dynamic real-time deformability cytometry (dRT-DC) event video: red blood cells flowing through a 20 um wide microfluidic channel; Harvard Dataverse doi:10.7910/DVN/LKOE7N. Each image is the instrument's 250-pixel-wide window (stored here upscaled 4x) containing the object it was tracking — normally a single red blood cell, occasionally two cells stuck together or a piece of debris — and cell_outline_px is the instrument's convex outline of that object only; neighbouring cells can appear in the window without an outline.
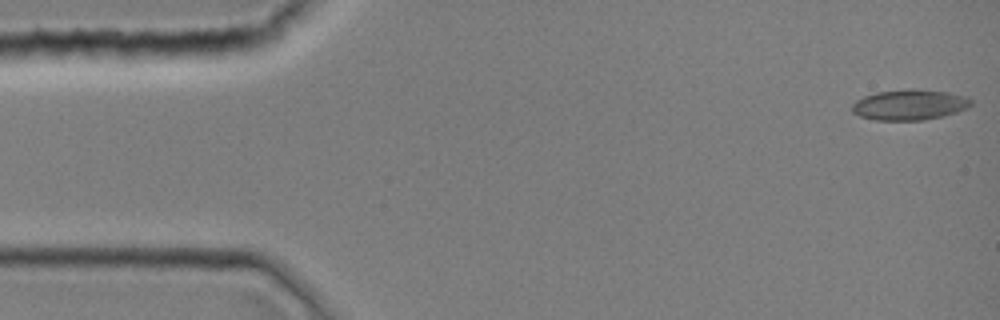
{"species": "common noctule bat (a hibernating species)", "species_latin": "Nyctalus noctula", "temperature_condition": "room temperature", "stored_images_in_passage": 43, "camera_frame_rate_fps": 3000, "um_per_image_px": 0.085, "animal": {"sex": "female", "body_mass_g": 19.0, "forearm_length_mm": 51.5}, "frame": {"image": 1, "passage_image": 1, "time_ms": 0.0, "image_size_px": [1000, 320], "cell_outline_px": [[972, 104], [968, 108], [944, 116], [924, 120], [872, 120], [860, 116], [852, 112], [852, 104], [856, 100], [864, 96], [876, 92], [908, 88], [912, 88], [948, 92], [968, 96], [972, 100]], "centroid_in_image_um": [77.33, 8.9], "position_along_channel_um": 7.7, "area_um2": 21.5}}
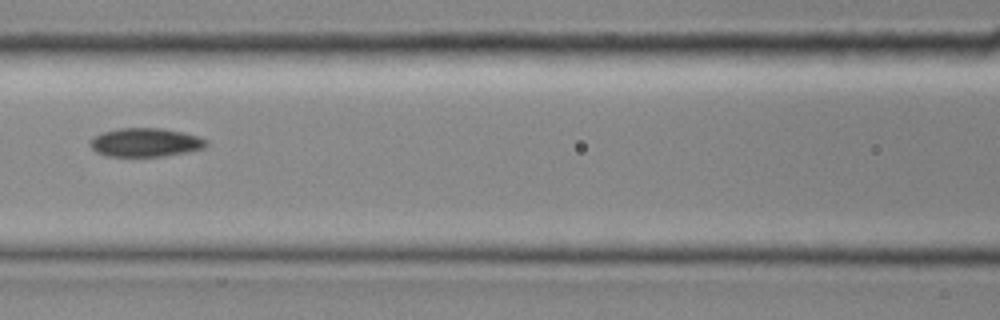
{"frame": {"image": 2, "passage_image": 19, "time_ms": 6.0, "image_size_px": [1000, 320], "cell_outline_px": [[208, 144], [204, 148], [192, 152], [164, 156], [104, 156], [96, 152], [88, 144], [88, 140], [92, 136], [104, 132], [120, 128], [160, 128], [184, 132], [200, 136], [208, 140]], "centroid_in_image_um": [12.38, 12.11], "position_along_channel_um": 154.2, "area_um2": 19.83}}
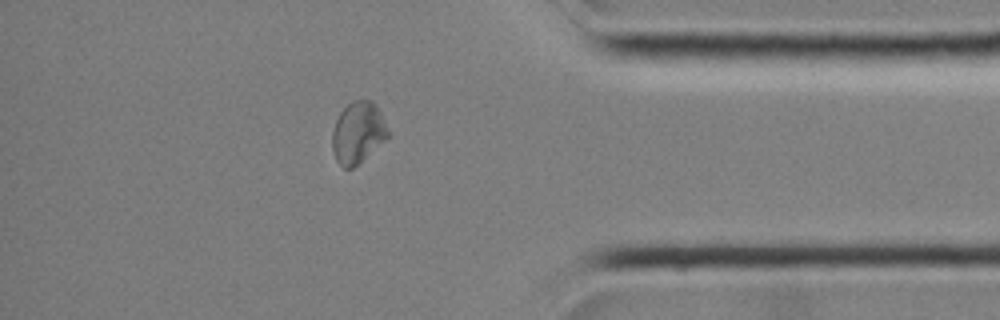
{"frame": {"image": 3, "passage_image": 37, "time_ms": 12.0, "image_size_px": [1000, 320], "cell_outline_px": [[388, 136], [384, 140], [352, 168], [344, 168], [336, 160], [332, 148], [332, 132], [336, 120], [340, 112], [352, 100], [372, 100], [376, 104], [380, 112], [388, 132]], "centroid_in_image_um": [30.39, 11.24], "position_along_channel_um": 404.8, "area_um2": 19.48}}